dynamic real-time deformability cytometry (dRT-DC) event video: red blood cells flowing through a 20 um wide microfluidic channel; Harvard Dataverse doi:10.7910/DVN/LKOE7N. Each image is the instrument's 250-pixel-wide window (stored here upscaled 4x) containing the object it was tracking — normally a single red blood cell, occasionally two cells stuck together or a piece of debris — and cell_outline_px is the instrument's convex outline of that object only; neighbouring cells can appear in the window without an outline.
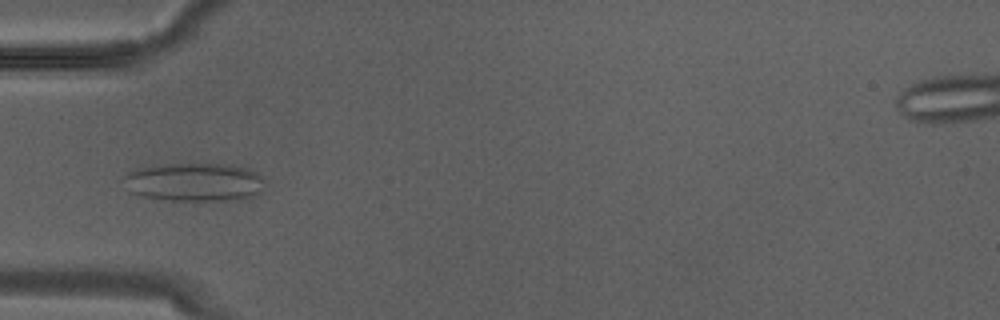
{"species": "Egyptian fruit bat (a non-hibernating species)", "species_latin": "Rousettus aegyptiacus", "temperature_condition": "warm", "stored_images_in_passage": 11, "camera_frame_rate_fps": 3000, "um_per_image_px": 0.085, "animal": {"sex": "male"}, "frame": {"image": 1, "passage_image": 8, "time_ms": 2.333, "image_size_px": [1000, 320], "cell_outline_px": [[264, 180], [260, 192], [252, 196], [240, 200], [168, 200], [144, 196], [132, 192], [120, 176], [136, 168], [164, 164], [228, 164], [248, 168], [264, 176]], "centroid_in_image_um": [16.53, 15.46], "position_along_channel_um": 68.5, "area_um2": 31.73}}